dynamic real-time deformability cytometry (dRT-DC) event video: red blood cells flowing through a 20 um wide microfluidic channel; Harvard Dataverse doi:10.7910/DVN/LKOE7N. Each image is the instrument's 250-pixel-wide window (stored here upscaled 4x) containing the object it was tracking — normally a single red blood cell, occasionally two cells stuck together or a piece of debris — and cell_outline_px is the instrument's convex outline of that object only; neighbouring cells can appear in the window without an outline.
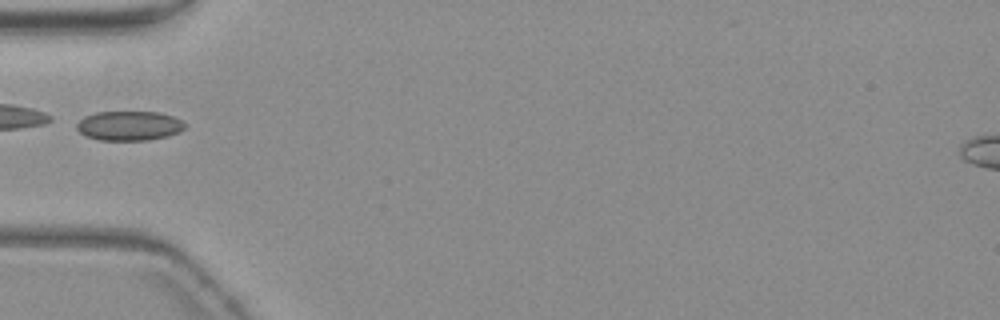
{"species": "common noctule bat (a hibernating species)", "species_latin": "Nyctalus noctula", "temperature_condition": "warm", "stored_images_in_passage": 36, "camera_frame_rate_fps": 3000, "um_per_image_px": 0.085, "animal": {"sex": "female", "body_mass_g": 19.3, "forearm_length_mm": 54.1}, "frame": {"image": 1, "passage_image": 1, "time_ms": 0.0, "image_size_px": [1000, 320], "cell_outline_px": [[184, 128], [180, 132], [168, 136], [148, 140], [100, 140], [88, 136], [80, 132], [76, 128], [76, 124], [84, 116], [96, 112], [160, 112], [172, 116], [180, 120], [184, 124]], "centroid_in_image_um": [10.97, 10.69], "position_along_channel_um": 74.0, "area_um2": 18.5}}